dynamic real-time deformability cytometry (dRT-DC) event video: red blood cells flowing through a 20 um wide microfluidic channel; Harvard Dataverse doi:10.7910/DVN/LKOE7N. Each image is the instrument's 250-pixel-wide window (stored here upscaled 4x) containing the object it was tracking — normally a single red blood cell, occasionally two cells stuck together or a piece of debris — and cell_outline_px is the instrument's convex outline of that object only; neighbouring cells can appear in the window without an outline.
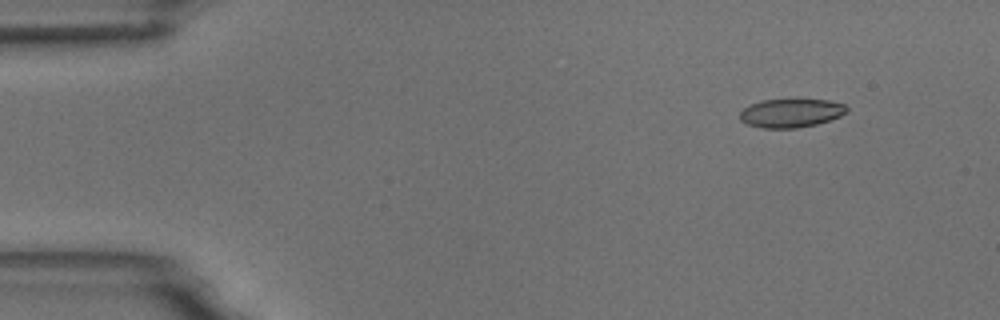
{"species": "common noctule bat (a hibernating species)", "species_latin": "Nyctalus noctula", "temperature_condition": "room temperature", "stored_images_in_passage": 5, "camera_frame_rate_fps": 3000, "um_per_image_px": 0.085, "animal": {"sex": "male", "body_mass_g": 18.8}, "frame": {"image": 1, "passage_image": 2, "time_ms": 1.333, "image_size_px": [1000, 320], "cell_outline_px": [[848, 112], [840, 116], [816, 124], [796, 128], [764, 128], [748, 124], [740, 120], [740, 112], [744, 108], [760, 100], [828, 100], [844, 104], [848, 108]], "centroid_in_image_um": [67.24, 9.61], "position_along_channel_um": 17.8, "area_um2": 17.63}}
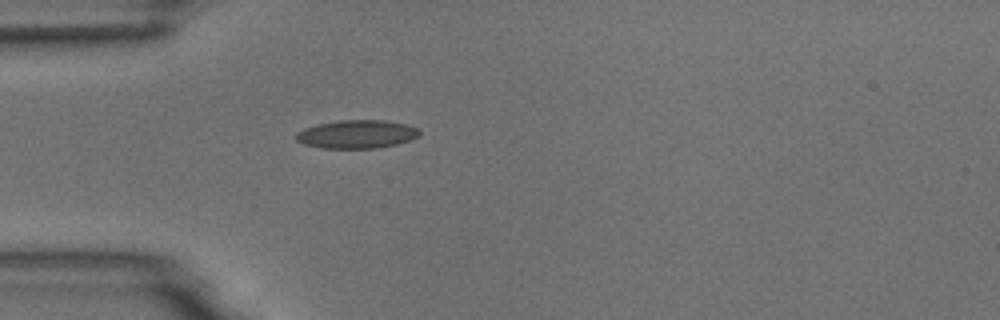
{"frame": {"image": 2, "passage_image": 5, "time_ms": 4.667, "image_size_px": [1000, 320], "cell_outline_px": [[420, 136], [412, 140], [396, 144], [376, 148], [324, 148], [304, 144], [296, 140], [292, 136], [296, 132], [304, 128], [316, 124], [340, 120], [384, 120], [408, 124], [416, 128], [420, 132]], "centroid_in_image_um": [30.31, 11.4], "position_along_channel_um": 54.7, "area_um2": 20.58}}